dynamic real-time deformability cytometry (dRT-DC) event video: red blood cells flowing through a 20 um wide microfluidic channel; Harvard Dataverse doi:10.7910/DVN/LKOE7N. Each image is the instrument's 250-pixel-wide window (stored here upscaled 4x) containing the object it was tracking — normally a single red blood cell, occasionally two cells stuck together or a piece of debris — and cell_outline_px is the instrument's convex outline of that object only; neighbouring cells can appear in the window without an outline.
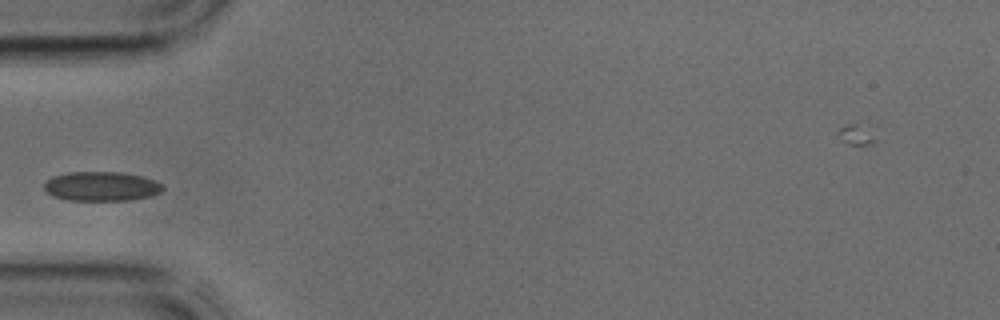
{"species": "common noctule bat (a hibernating species)", "species_latin": "Nyctalus noctula", "temperature_condition": "cold", "stored_images_in_passage": 1, "camera_frame_rate_fps": 3000, "um_per_image_px": 0.085, "animal": {"sex": "male", "body_mass_g": 17.9, "forearm_length_mm": 54.2}, "frame": {"image": 1, "passage_image": 1, "time_ms": 0.0, "image_size_px": [1000, 320], "cell_outline_px": [[164, 188], [160, 192], [152, 196], [128, 200], [68, 200], [52, 196], [44, 188], [44, 184], [52, 176], [68, 172], [120, 172], [140, 176], [164, 184]], "centroid_in_image_um": [8.62, 15.84], "position_along_channel_um": 76.4, "area_um2": 20.23}}